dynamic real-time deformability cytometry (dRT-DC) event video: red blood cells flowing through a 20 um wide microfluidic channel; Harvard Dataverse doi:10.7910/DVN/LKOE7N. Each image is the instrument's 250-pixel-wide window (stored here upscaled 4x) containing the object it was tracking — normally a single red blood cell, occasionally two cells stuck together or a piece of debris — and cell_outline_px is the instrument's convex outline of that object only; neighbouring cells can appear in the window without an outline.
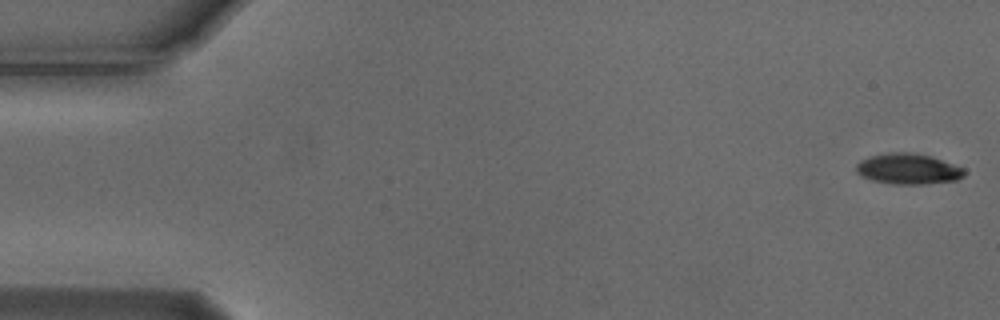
{"species": "Egyptian fruit bat (a non-hibernating species)", "species_latin": "Rousettus aegyptiacus", "temperature_condition": "cold", "stored_images_in_passage": 56, "segment_of_instrument_passage": [1, 2], "camera_frame_rate_fps": 3000, "um_per_image_px": 0.085, "animal": {"sex": "male"}, "frame": {"image": 1, "passage_image": 1, "time_ms": 0.0, "image_size_px": [1000, 320], "cell_outline_px": [[964, 176], [956, 180], [924, 184], [892, 184], [872, 180], [860, 176], [856, 172], [856, 164], [860, 160], [872, 156], [888, 152], [908, 152], [932, 156], [964, 168]], "centroid_in_image_um": [77.17, 14.35], "position_along_channel_um": 7.8, "area_um2": 19.36}}
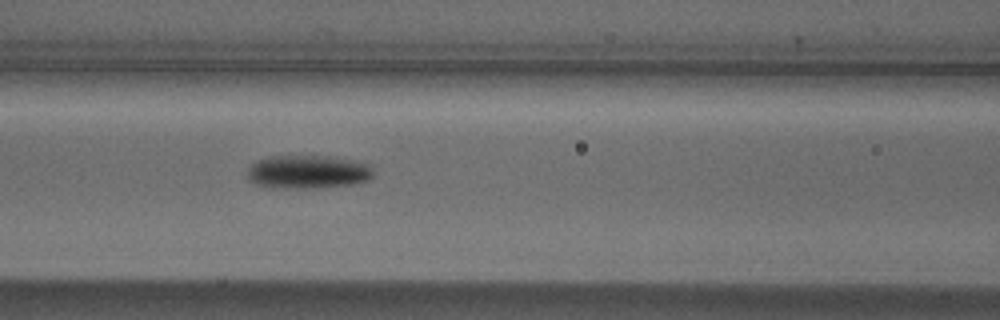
{"frame": {"image": 2, "passage_image": 23, "time_ms": 7.333, "image_size_px": [1000, 320], "cell_outline_px": [[372, 176], [368, 180], [352, 184], [316, 188], [272, 188], [256, 184], [248, 180], [248, 168], [256, 160], [268, 156], [336, 156], [356, 160], [372, 164]], "centroid_in_image_um": [26.18, 14.6], "position_along_channel_um": 140.4, "area_um2": 24.97}}
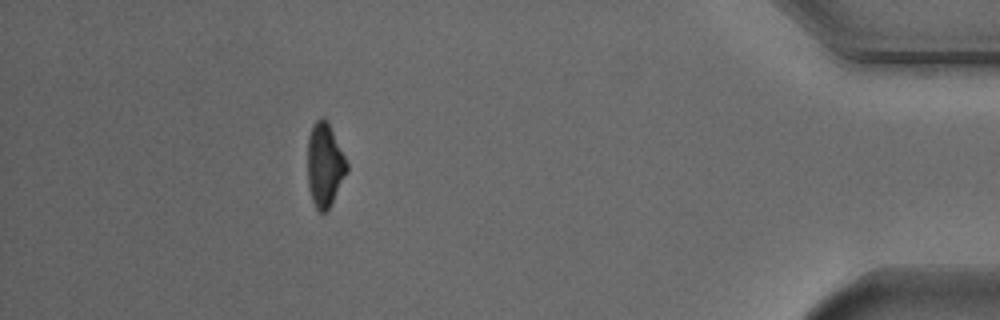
{"frame": {"image": 3, "passage_image": 49, "time_ms": 16.0, "image_size_px": [1000, 320], "cell_outline_px": [[348, 172], [332, 204], [324, 212], [320, 212], [316, 208], [312, 200], [308, 188], [308, 136], [312, 124], [320, 116], [328, 124], [348, 164]], "centroid_in_image_um": [27.59, 14.06], "position_along_channel_um": 407.6, "area_um2": 19.02}}